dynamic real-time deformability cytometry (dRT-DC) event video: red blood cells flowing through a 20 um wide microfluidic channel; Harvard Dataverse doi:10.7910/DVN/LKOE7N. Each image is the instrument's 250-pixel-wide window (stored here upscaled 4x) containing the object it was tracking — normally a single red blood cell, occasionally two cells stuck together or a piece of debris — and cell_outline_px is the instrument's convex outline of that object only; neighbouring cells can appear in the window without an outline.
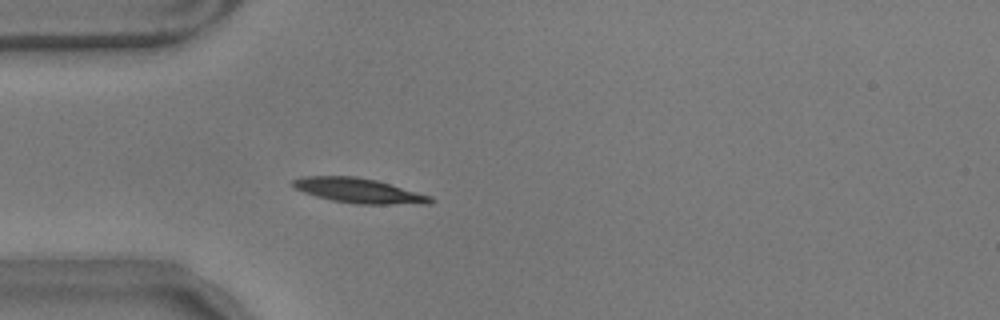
{"species": "common noctule bat (a hibernating species)", "species_latin": "Nyctalus noctula", "temperature_condition": "warm", "stored_images_in_passage": 7, "camera_frame_rate_fps": 3000, "um_per_image_px": 0.085, "animal": {"sex": "male", "body_mass_g": 17.9}, "frame": {"image": 1, "passage_image": 2, "time_ms": 0.333, "image_size_px": [1000, 320], "cell_outline_px": [[436, 200], [428, 204], [356, 204], [332, 200], [316, 196], [304, 192], [296, 188], [292, 184], [292, 180], [300, 176], [356, 176], [376, 180], [432, 196]], "centroid_in_image_um": [30.52, 16.2], "position_along_channel_um": 54.5, "area_um2": 19.88}}